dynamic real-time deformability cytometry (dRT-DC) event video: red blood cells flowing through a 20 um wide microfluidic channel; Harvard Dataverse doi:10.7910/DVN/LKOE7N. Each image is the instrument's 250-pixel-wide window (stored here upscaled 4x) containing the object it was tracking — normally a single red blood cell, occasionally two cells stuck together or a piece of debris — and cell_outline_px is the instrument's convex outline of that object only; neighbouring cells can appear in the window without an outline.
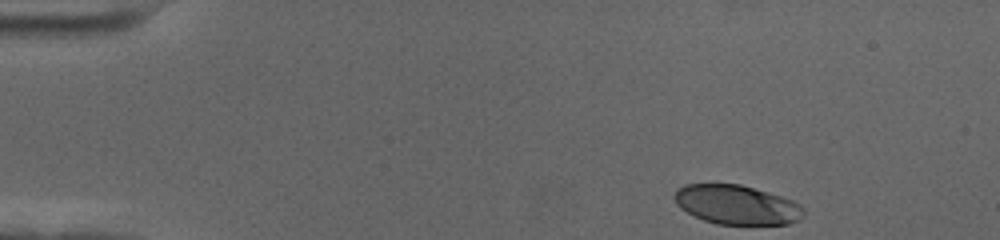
{"species": "human", "species_latin": "Homo sapiens", "temperature_condition": "cold", "stored_images_in_passage": 43, "camera_frame_rate_fps": 3000, "um_per_image_px": 0.085, "donor": {"sex": "female"}, "frame": {"image": 1, "passage_image": 1, "time_ms": 0.0, "image_size_px": [1000, 240], "cell_outline_px": [[804, 216], [788, 224], [716, 224], [704, 220], [680, 208], [676, 204], [672, 196], [676, 188], [684, 184], [740, 184], [780, 196], [792, 200], [800, 204], [804, 208]], "centroid_in_image_um": [62.58, 17.39], "position_along_channel_um": 22.4, "area_um2": 29.59}}
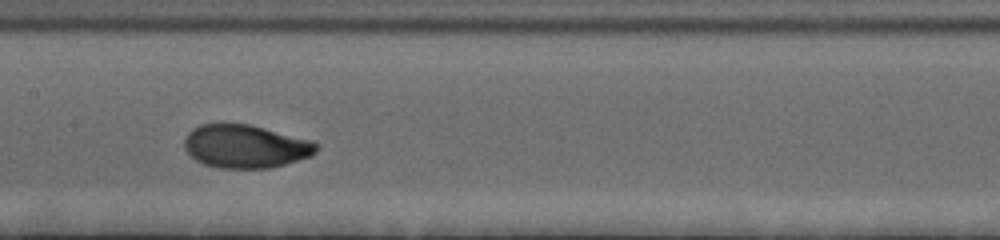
{"frame": {"image": 2, "passage_image": 23, "time_ms": 7.333, "image_size_px": [1000, 240], "cell_outline_px": [[320, 144], [316, 152], [312, 156], [272, 168], [216, 168], [204, 164], [196, 160], [184, 148], [184, 140], [188, 132], [192, 128], [200, 124], [248, 124], [316, 140]], "centroid_in_image_um": [20.92, 12.44], "position_along_channel_um": 186.5, "area_um2": 33.7}}
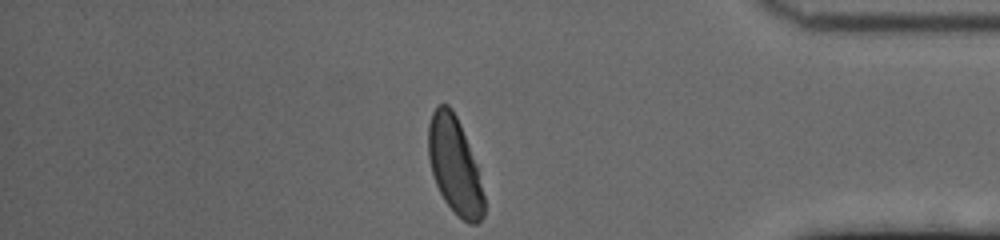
{"frame": {"image": 3, "passage_image": 43, "time_ms": 14.0, "image_size_px": [1000, 240], "cell_outline_px": [[484, 216], [476, 224], [468, 224], [444, 200], [436, 184], [432, 172], [428, 156], [428, 124], [432, 112], [440, 104], [448, 104], [452, 108], [460, 124], [476, 164], [484, 196]], "centroid_in_image_um": [38.63, 14.06], "position_along_channel_um": 396.6, "area_um2": 30.92}, "authors_computed_cell_mechanics": {"area_um2": 33.0038, "velocity_mm_per_s": 3.5249, "shape_relaxation_time_tau1_ms": 3.1625, "shape_relaxation_time_tau2_ms": null, "deformation_change_tau1": 0.1666, "deformation_change_tau2": null}}